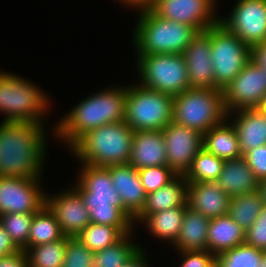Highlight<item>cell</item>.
Segmentation results:
<instances>
[{
  "label": "cell",
  "instance_id": "29",
  "mask_svg": "<svg viewBox=\"0 0 266 267\" xmlns=\"http://www.w3.org/2000/svg\"><path fill=\"white\" fill-rule=\"evenodd\" d=\"M65 235L53 212L44 204L34 213L29 231L28 248L54 242Z\"/></svg>",
  "mask_w": 266,
  "mask_h": 267
},
{
  "label": "cell",
  "instance_id": "23",
  "mask_svg": "<svg viewBox=\"0 0 266 267\" xmlns=\"http://www.w3.org/2000/svg\"><path fill=\"white\" fill-rule=\"evenodd\" d=\"M217 182L230 197L258 191L260 183L243 157L224 161Z\"/></svg>",
  "mask_w": 266,
  "mask_h": 267
},
{
  "label": "cell",
  "instance_id": "9",
  "mask_svg": "<svg viewBox=\"0 0 266 267\" xmlns=\"http://www.w3.org/2000/svg\"><path fill=\"white\" fill-rule=\"evenodd\" d=\"M135 59L141 86L172 97L190 88L183 54L137 55Z\"/></svg>",
  "mask_w": 266,
  "mask_h": 267
},
{
  "label": "cell",
  "instance_id": "13",
  "mask_svg": "<svg viewBox=\"0 0 266 267\" xmlns=\"http://www.w3.org/2000/svg\"><path fill=\"white\" fill-rule=\"evenodd\" d=\"M40 178L0 177V215L37 212L46 193Z\"/></svg>",
  "mask_w": 266,
  "mask_h": 267
},
{
  "label": "cell",
  "instance_id": "38",
  "mask_svg": "<svg viewBox=\"0 0 266 267\" xmlns=\"http://www.w3.org/2000/svg\"><path fill=\"white\" fill-rule=\"evenodd\" d=\"M245 244L266 252V205L257 220L246 230Z\"/></svg>",
  "mask_w": 266,
  "mask_h": 267
},
{
  "label": "cell",
  "instance_id": "20",
  "mask_svg": "<svg viewBox=\"0 0 266 267\" xmlns=\"http://www.w3.org/2000/svg\"><path fill=\"white\" fill-rule=\"evenodd\" d=\"M128 164L139 170L167 165L166 148L161 130L134 132Z\"/></svg>",
  "mask_w": 266,
  "mask_h": 267
},
{
  "label": "cell",
  "instance_id": "17",
  "mask_svg": "<svg viewBox=\"0 0 266 267\" xmlns=\"http://www.w3.org/2000/svg\"><path fill=\"white\" fill-rule=\"evenodd\" d=\"M190 88H213L214 75L211 58V35L199 31L183 52Z\"/></svg>",
  "mask_w": 266,
  "mask_h": 267
},
{
  "label": "cell",
  "instance_id": "10",
  "mask_svg": "<svg viewBox=\"0 0 266 267\" xmlns=\"http://www.w3.org/2000/svg\"><path fill=\"white\" fill-rule=\"evenodd\" d=\"M206 31L211 35L214 89L222 90L251 59V48L219 22Z\"/></svg>",
  "mask_w": 266,
  "mask_h": 267
},
{
  "label": "cell",
  "instance_id": "14",
  "mask_svg": "<svg viewBox=\"0 0 266 267\" xmlns=\"http://www.w3.org/2000/svg\"><path fill=\"white\" fill-rule=\"evenodd\" d=\"M217 0H157L151 8L158 16L193 26L198 32L219 22Z\"/></svg>",
  "mask_w": 266,
  "mask_h": 267
},
{
  "label": "cell",
  "instance_id": "16",
  "mask_svg": "<svg viewBox=\"0 0 266 267\" xmlns=\"http://www.w3.org/2000/svg\"><path fill=\"white\" fill-rule=\"evenodd\" d=\"M45 204L55 215L65 236L76 237L91 223L89 210L72 184L71 188L58 192V194L45 193Z\"/></svg>",
  "mask_w": 266,
  "mask_h": 267
},
{
  "label": "cell",
  "instance_id": "42",
  "mask_svg": "<svg viewBox=\"0 0 266 267\" xmlns=\"http://www.w3.org/2000/svg\"><path fill=\"white\" fill-rule=\"evenodd\" d=\"M19 250L0 223V257L13 254Z\"/></svg>",
  "mask_w": 266,
  "mask_h": 267
},
{
  "label": "cell",
  "instance_id": "46",
  "mask_svg": "<svg viewBox=\"0 0 266 267\" xmlns=\"http://www.w3.org/2000/svg\"><path fill=\"white\" fill-rule=\"evenodd\" d=\"M258 192L260 193L263 204L266 205V179L260 181Z\"/></svg>",
  "mask_w": 266,
  "mask_h": 267
},
{
  "label": "cell",
  "instance_id": "37",
  "mask_svg": "<svg viewBox=\"0 0 266 267\" xmlns=\"http://www.w3.org/2000/svg\"><path fill=\"white\" fill-rule=\"evenodd\" d=\"M93 254L77 237H68L62 267H92Z\"/></svg>",
  "mask_w": 266,
  "mask_h": 267
},
{
  "label": "cell",
  "instance_id": "15",
  "mask_svg": "<svg viewBox=\"0 0 266 267\" xmlns=\"http://www.w3.org/2000/svg\"><path fill=\"white\" fill-rule=\"evenodd\" d=\"M167 166L177 175H186L193 159L203 148V134L197 130L170 122L162 130Z\"/></svg>",
  "mask_w": 266,
  "mask_h": 267
},
{
  "label": "cell",
  "instance_id": "35",
  "mask_svg": "<svg viewBox=\"0 0 266 267\" xmlns=\"http://www.w3.org/2000/svg\"><path fill=\"white\" fill-rule=\"evenodd\" d=\"M34 213H6L0 215L3 229L14 244L22 250L28 248V239Z\"/></svg>",
  "mask_w": 266,
  "mask_h": 267
},
{
  "label": "cell",
  "instance_id": "18",
  "mask_svg": "<svg viewBox=\"0 0 266 267\" xmlns=\"http://www.w3.org/2000/svg\"><path fill=\"white\" fill-rule=\"evenodd\" d=\"M230 199L217 181L188 182L187 206L209 219L228 214Z\"/></svg>",
  "mask_w": 266,
  "mask_h": 267
},
{
  "label": "cell",
  "instance_id": "2",
  "mask_svg": "<svg viewBox=\"0 0 266 267\" xmlns=\"http://www.w3.org/2000/svg\"><path fill=\"white\" fill-rule=\"evenodd\" d=\"M118 86L102 89L77 103L53 125L55 139L70 148L87 131L124 121L127 86Z\"/></svg>",
  "mask_w": 266,
  "mask_h": 267
},
{
  "label": "cell",
  "instance_id": "22",
  "mask_svg": "<svg viewBox=\"0 0 266 267\" xmlns=\"http://www.w3.org/2000/svg\"><path fill=\"white\" fill-rule=\"evenodd\" d=\"M185 209L186 206H182L156 213H139L134 218V225H144L149 234L172 246L180 233Z\"/></svg>",
  "mask_w": 266,
  "mask_h": 267
},
{
  "label": "cell",
  "instance_id": "11",
  "mask_svg": "<svg viewBox=\"0 0 266 267\" xmlns=\"http://www.w3.org/2000/svg\"><path fill=\"white\" fill-rule=\"evenodd\" d=\"M222 93L227 114L259 108L266 93V71L250 59Z\"/></svg>",
  "mask_w": 266,
  "mask_h": 267
},
{
  "label": "cell",
  "instance_id": "27",
  "mask_svg": "<svg viewBox=\"0 0 266 267\" xmlns=\"http://www.w3.org/2000/svg\"><path fill=\"white\" fill-rule=\"evenodd\" d=\"M188 181L184 175H177L164 187L150 192L140 213H156L170 208L187 205Z\"/></svg>",
  "mask_w": 266,
  "mask_h": 267
},
{
  "label": "cell",
  "instance_id": "33",
  "mask_svg": "<svg viewBox=\"0 0 266 267\" xmlns=\"http://www.w3.org/2000/svg\"><path fill=\"white\" fill-rule=\"evenodd\" d=\"M224 160L202 148L193 159L185 177L188 182L217 181L222 171Z\"/></svg>",
  "mask_w": 266,
  "mask_h": 267
},
{
  "label": "cell",
  "instance_id": "43",
  "mask_svg": "<svg viewBox=\"0 0 266 267\" xmlns=\"http://www.w3.org/2000/svg\"><path fill=\"white\" fill-rule=\"evenodd\" d=\"M251 60L266 71V41L251 48Z\"/></svg>",
  "mask_w": 266,
  "mask_h": 267
},
{
  "label": "cell",
  "instance_id": "30",
  "mask_svg": "<svg viewBox=\"0 0 266 267\" xmlns=\"http://www.w3.org/2000/svg\"><path fill=\"white\" fill-rule=\"evenodd\" d=\"M263 201L258 191L246 192L231 197L228 215L247 230L257 220L263 209Z\"/></svg>",
  "mask_w": 266,
  "mask_h": 267
},
{
  "label": "cell",
  "instance_id": "25",
  "mask_svg": "<svg viewBox=\"0 0 266 267\" xmlns=\"http://www.w3.org/2000/svg\"><path fill=\"white\" fill-rule=\"evenodd\" d=\"M210 219L186 205L180 233L171 246L175 251L207 250L208 226Z\"/></svg>",
  "mask_w": 266,
  "mask_h": 267
},
{
  "label": "cell",
  "instance_id": "44",
  "mask_svg": "<svg viewBox=\"0 0 266 267\" xmlns=\"http://www.w3.org/2000/svg\"><path fill=\"white\" fill-rule=\"evenodd\" d=\"M144 248L140 249L128 260L122 267H150L147 260L148 254H145Z\"/></svg>",
  "mask_w": 266,
  "mask_h": 267
},
{
  "label": "cell",
  "instance_id": "45",
  "mask_svg": "<svg viewBox=\"0 0 266 267\" xmlns=\"http://www.w3.org/2000/svg\"><path fill=\"white\" fill-rule=\"evenodd\" d=\"M118 1V0H117ZM119 4H124L130 9H135L136 12L139 10L151 9L157 0H119Z\"/></svg>",
  "mask_w": 266,
  "mask_h": 267
},
{
  "label": "cell",
  "instance_id": "48",
  "mask_svg": "<svg viewBox=\"0 0 266 267\" xmlns=\"http://www.w3.org/2000/svg\"><path fill=\"white\" fill-rule=\"evenodd\" d=\"M258 267H266V253L261 257Z\"/></svg>",
  "mask_w": 266,
  "mask_h": 267
},
{
  "label": "cell",
  "instance_id": "21",
  "mask_svg": "<svg viewBox=\"0 0 266 267\" xmlns=\"http://www.w3.org/2000/svg\"><path fill=\"white\" fill-rule=\"evenodd\" d=\"M227 119L235 128L242 155L249 149L266 145V124L258 108L233 111Z\"/></svg>",
  "mask_w": 266,
  "mask_h": 267
},
{
  "label": "cell",
  "instance_id": "28",
  "mask_svg": "<svg viewBox=\"0 0 266 267\" xmlns=\"http://www.w3.org/2000/svg\"><path fill=\"white\" fill-rule=\"evenodd\" d=\"M134 228L90 223L76 237L84 246L96 252L115 244L125 234L134 232Z\"/></svg>",
  "mask_w": 266,
  "mask_h": 267
},
{
  "label": "cell",
  "instance_id": "5",
  "mask_svg": "<svg viewBox=\"0 0 266 267\" xmlns=\"http://www.w3.org/2000/svg\"><path fill=\"white\" fill-rule=\"evenodd\" d=\"M133 31V47L137 55L183 54L198 31L190 25L158 16L152 9L138 11Z\"/></svg>",
  "mask_w": 266,
  "mask_h": 267
},
{
  "label": "cell",
  "instance_id": "49",
  "mask_svg": "<svg viewBox=\"0 0 266 267\" xmlns=\"http://www.w3.org/2000/svg\"><path fill=\"white\" fill-rule=\"evenodd\" d=\"M263 113V117H264V121H265V124H266V111H261Z\"/></svg>",
  "mask_w": 266,
  "mask_h": 267
},
{
  "label": "cell",
  "instance_id": "8",
  "mask_svg": "<svg viewBox=\"0 0 266 267\" xmlns=\"http://www.w3.org/2000/svg\"><path fill=\"white\" fill-rule=\"evenodd\" d=\"M173 117V97L141 86L127 85L125 123L134 131L163 130Z\"/></svg>",
  "mask_w": 266,
  "mask_h": 267
},
{
  "label": "cell",
  "instance_id": "47",
  "mask_svg": "<svg viewBox=\"0 0 266 267\" xmlns=\"http://www.w3.org/2000/svg\"><path fill=\"white\" fill-rule=\"evenodd\" d=\"M260 111H266V93L264 95V98L261 102V105L258 108Z\"/></svg>",
  "mask_w": 266,
  "mask_h": 267
},
{
  "label": "cell",
  "instance_id": "31",
  "mask_svg": "<svg viewBox=\"0 0 266 267\" xmlns=\"http://www.w3.org/2000/svg\"><path fill=\"white\" fill-rule=\"evenodd\" d=\"M133 234H125L115 244L94 252L92 267H122L140 249L132 240Z\"/></svg>",
  "mask_w": 266,
  "mask_h": 267
},
{
  "label": "cell",
  "instance_id": "6",
  "mask_svg": "<svg viewBox=\"0 0 266 267\" xmlns=\"http://www.w3.org/2000/svg\"><path fill=\"white\" fill-rule=\"evenodd\" d=\"M28 78L0 70V113L2 121L44 124L51 98ZM48 111V112H47Z\"/></svg>",
  "mask_w": 266,
  "mask_h": 267
},
{
  "label": "cell",
  "instance_id": "3",
  "mask_svg": "<svg viewBox=\"0 0 266 267\" xmlns=\"http://www.w3.org/2000/svg\"><path fill=\"white\" fill-rule=\"evenodd\" d=\"M81 165L73 187L89 210L90 221L114 227H135L134 217L124 208L107 167Z\"/></svg>",
  "mask_w": 266,
  "mask_h": 267
},
{
  "label": "cell",
  "instance_id": "26",
  "mask_svg": "<svg viewBox=\"0 0 266 267\" xmlns=\"http://www.w3.org/2000/svg\"><path fill=\"white\" fill-rule=\"evenodd\" d=\"M203 148L224 161L243 157L235 128L227 118L203 134Z\"/></svg>",
  "mask_w": 266,
  "mask_h": 267
},
{
  "label": "cell",
  "instance_id": "39",
  "mask_svg": "<svg viewBox=\"0 0 266 267\" xmlns=\"http://www.w3.org/2000/svg\"><path fill=\"white\" fill-rule=\"evenodd\" d=\"M176 252L182 260L178 267H215V255L208 250Z\"/></svg>",
  "mask_w": 266,
  "mask_h": 267
},
{
  "label": "cell",
  "instance_id": "41",
  "mask_svg": "<svg viewBox=\"0 0 266 267\" xmlns=\"http://www.w3.org/2000/svg\"><path fill=\"white\" fill-rule=\"evenodd\" d=\"M0 267H29L27 254L24 250L0 257Z\"/></svg>",
  "mask_w": 266,
  "mask_h": 267
},
{
  "label": "cell",
  "instance_id": "12",
  "mask_svg": "<svg viewBox=\"0 0 266 267\" xmlns=\"http://www.w3.org/2000/svg\"><path fill=\"white\" fill-rule=\"evenodd\" d=\"M230 15L219 23L250 48L266 41V0H236Z\"/></svg>",
  "mask_w": 266,
  "mask_h": 267
},
{
  "label": "cell",
  "instance_id": "24",
  "mask_svg": "<svg viewBox=\"0 0 266 267\" xmlns=\"http://www.w3.org/2000/svg\"><path fill=\"white\" fill-rule=\"evenodd\" d=\"M246 230L228 214L211 218L208 226L207 250L218 255L245 243Z\"/></svg>",
  "mask_w": 266,
  "mask_h": 267
},
{
  "label": "cell",
  "instance_id": "19",
  "mask_svg": "<svg viewBox=\"0 0 266 267\" xmlns=\"http://www.w3.org/2000/svg\"><path fill=\"white\" fill-rule=\"evenodd\" d=\"M116 192L121 196L124 208L135 218L143 209L145 192L138 170L129 164L107 166Z\"/></svg>",
  "mask_w": 266,
  "mask_h": 267
},
{
  "label": "cell",
  "instance_id": "7",
  "mask_svg": "<svg viewBox=\"0 0 266 267\" xmlns=\"http://www.w3.org/2000/svg\"><path fill=\"white\" fill-rule=\"evenodd\" d=\"M221 89L189 88L173 97V117L175 124L208 132L227 118Z\"/></svg>",
  "mask_w": 266,
  "mask_h": 267
},
{
  "label": "cell",
  "instance_id": "40",
  "mask_svg": "<svg viewBox=\"0 0 266 267\" xmlns=\"http://www.w3.org/2000/svg\"><path fill=\"white\" fill-rule=\"evenodd\" d=\"M243 158L259 181L266 179V145L249 149Z\"/></svg>",
  "mask_w": 266,
  "mask_h": 267
},
{
  "label": "cell",
  "instance_id": "36",
  "mask_svg": "<svg viewBox=\"0 0 266 267\" xmlns=\"http://www.w3.org/2000/svg\"><path fill=\"white\" fill-rule=\"evenodd\" d=\"M138 174L147 194L164 187L177 176L167 165L141 168L138 170Z\"/></svg>",
  "mask_w": 266,
  "mask_h": 267
},
{
  "label": "cell",
  "instance_id": "34",
  "mask_svg": "<svg viewBox=\"0 0 266 267\" xmlns=\"http://www.w3.org/2000/svg\"><path fill=\"white\" fill-rule=\"evenodd\" d=\"M265 253L244 243L215 255V267H258Z\"/></svg>",
  "mask_w": 266,
  "mask_h": 267
},
{
  "label": "cell",
  "instance_id": "1",
  "mask_svg": "<svg viewBox=\"0 0 266 267\" xmlns=\"http://www.w3.org/2000/svg\"><path fill=\"white\" fill-rule=\"evenodd\" d=\"M45 127L34 122L0 123V177L42 176L48 147Z\"/></svg>",
  "mask_w": 266,
  "mask_h": 267
},
{
  "label": "cell",
  "instance_id": "4",
  "mask_svg": "<svg viewBox=\"0 0 266 267\" xmlns=\"http://www.w3.org/2000/svg\"><path fill=\"white\" fill-rule=\"evenodd\" d=\"M134 131L116 122L87 131L70 148L79 163L97 167L128 164Z\"/></svg>",
  "mask_w": 266,
  "mask_h": 267
},
{
  "label": "cell",
  "instance_id": "32",
  "mask_svg": "<svg viewBox=\"0 0 266 267\" xmlns=\"http://www.w3.org/2000/svg\"><path fill=\"white\" fill-rule=\"evenodd\" d=\"M67 236L54 242L31 246L24 251L29 267H62L66 251Z\"/></svg>",
  "mask_w": 266,
  "mask_h": 267
}]
</instances>
